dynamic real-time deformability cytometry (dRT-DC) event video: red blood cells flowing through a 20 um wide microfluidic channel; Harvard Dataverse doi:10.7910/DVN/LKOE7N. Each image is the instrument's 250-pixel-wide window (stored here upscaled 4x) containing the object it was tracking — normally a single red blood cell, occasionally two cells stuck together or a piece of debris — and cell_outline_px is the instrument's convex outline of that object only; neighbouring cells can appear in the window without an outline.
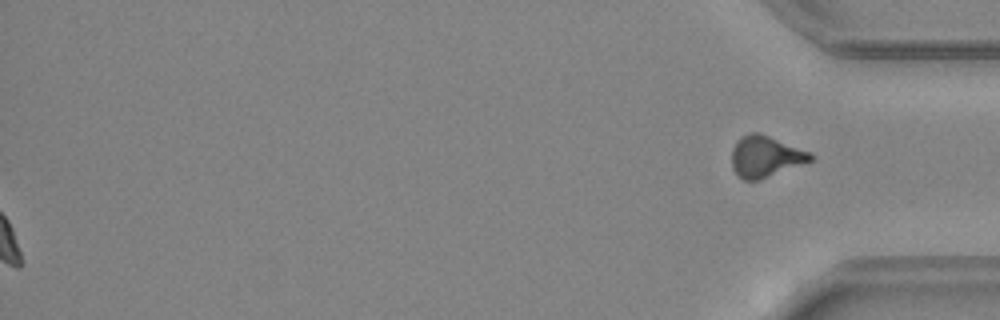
{"species": "common noctule bat (a hibernating species)", "species_latin": "Nyctalus noctula", "temperature_condition": "warm", "stored_images_in_passage": 48, "segment_of_instrument_passage": [2, 2], "camera_frame_rate_fps": 3000, "um_per_image_px": 0.085, "animal": {"sex": "female", "body_mass_g": 24.6, "forearm_length_mm": 56.2}, "frame": {"image": 1, "passage_image": 48, "time_ms": 15.667, "image_size_px": [1000, 320], "cell_outline_px": [[812, 160], [760, 180], [744, 180], [732, 168], [732, 148], [736, 140], [740, 136], [748, 132], [760, 132], [812, 152]], "centroid_in_image_um": [65.05, 13.27], "position_along_channel_um": 370.2, "area_um2": 19.07}}